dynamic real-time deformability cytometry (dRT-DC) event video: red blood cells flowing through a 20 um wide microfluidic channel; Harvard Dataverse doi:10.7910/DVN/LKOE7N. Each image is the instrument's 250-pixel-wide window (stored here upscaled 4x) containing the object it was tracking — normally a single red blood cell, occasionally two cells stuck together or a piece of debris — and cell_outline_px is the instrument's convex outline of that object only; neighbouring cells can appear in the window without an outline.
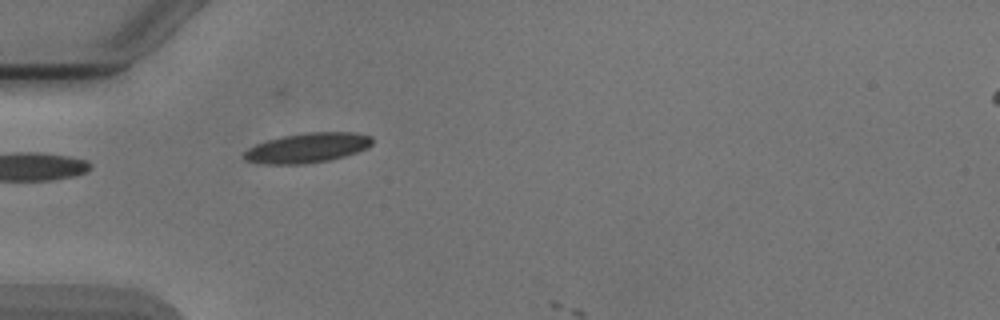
{"species": "Egyptian fruit bat (a non-hibernating species)", "species_latin": "Rousettus aegyptiacus", "temperature_condition": "cold", "stored_images_in_passage": 4, "camera_frame_rate_fps": 3000, "um_per_image_px": 0.085, "animal": {"sex": "male"}, "frame": {"image": 1, "passage_image": 3, "time_ms": 2.333, "image_size_px": [1000, 320], "cell_outline_px": [[372, 144], [368, 148], [344, 156], [328, 160], [304, 164], [260, 164], [244, 160], [244, 152], [248, 148], [256, 144], [268, 140], [284, 136], [308, 132], [352, 132], [372, 136]], "centroid_in_image_um": [26.12, 12.57], "position_along_channel_um": 58.9, "area_um2": 22.2}}